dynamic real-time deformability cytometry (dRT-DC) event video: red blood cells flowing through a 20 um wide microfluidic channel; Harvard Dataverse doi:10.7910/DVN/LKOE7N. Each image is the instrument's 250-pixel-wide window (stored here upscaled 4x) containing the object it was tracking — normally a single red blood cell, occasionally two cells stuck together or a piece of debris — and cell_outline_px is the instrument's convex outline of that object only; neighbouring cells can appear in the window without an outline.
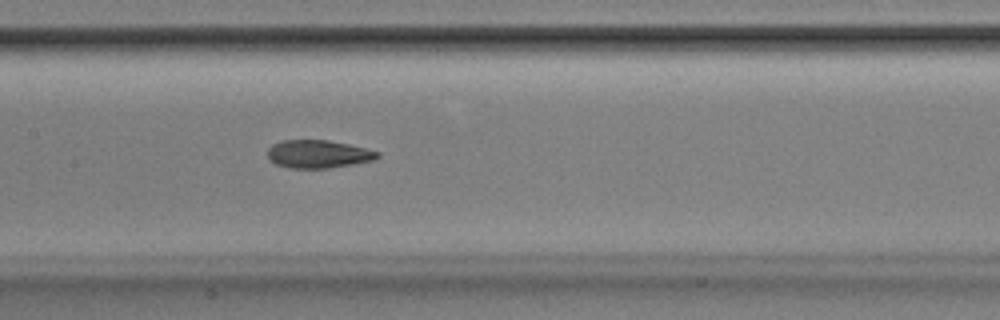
{"species": "Egyptian fruit bat (a non-hibernating species)", "species_latin": "Rousettus aegyptiacus", "temperature_condition": "room temperature", "stored_images_in_passage": 44, "camera_frame_rate_fps": 3000, "um_per_image_px": 0.085, "animal": {"sex": "male"}, "frame": {"image": 1, "passage_image": 17, "time_ms": 5.333, "image_size_px": [1000, 320], "cell_outline_px": [[380, 156], [372, 160], [352, 164], [328, 168], [288, 168], [276, 164], [268, 160], [268, 148], [272, 144], [284, 140], [328, 140], [348, 144], [380, 152]], "centroid_in_image_um": [27.01, 13.09], "position_along_channel_um": 180.4, "area_um2": 17.86}}
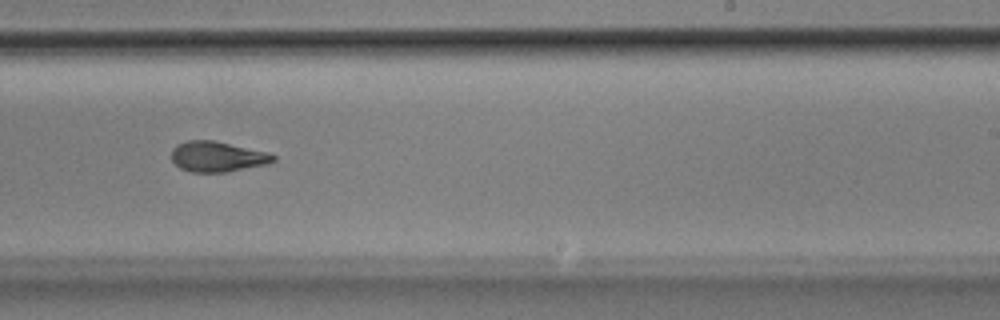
{"frame": {"image": 2, "passage_image": 24, "time_ms": 7.667, "image_size_px": [1000, 320], "cell_outline_px": [[276, 160], [268, 164], [224, 172], [192, 172], [180, 168], [172, 160], [172, 148], [176, 144], [188, 140], [212, 140], [268, 152], [276, 156]], "centroid_in_image_um": [18.47, 13.31], "position_along_channel_um": 270.5, "area_um2": 17.98}}
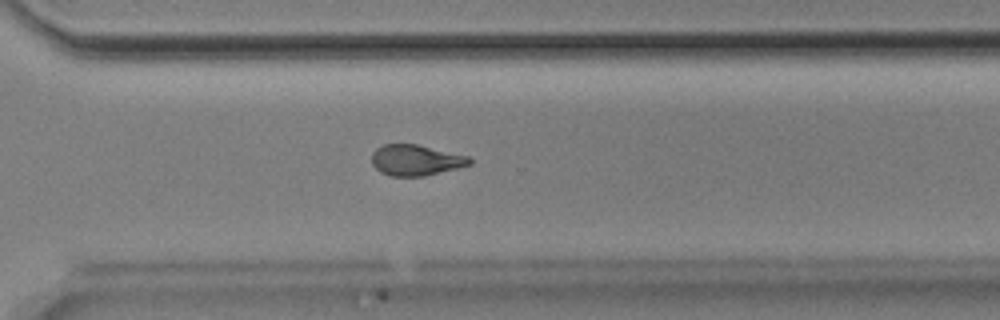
{"frame": {"image": 3, "passage_image": 29, "time_ms": 9.333, "image_size_px": [1000, 320], "cell_outline_px": [[472, 164], [424, 176], [392, 176], [380, 172], [372, 164], [372, 152], [376, 148], [384, 144], [416, 144], [468, 156], [472, 160]], "centroid_in_image_um": [35.32, 13.61], "position_along_channel_um": 335.3, "area_um2": 17.46}, "authors_computed_cell_mechanics": {"area_um2": 18.1492, "velocity_mm_per_s": 3.8803, "shape_relaxation_time_tau1_ms": 4.6408, "shape_relaxation_time_tau2_ms": 2.808, "deformation_change_tau1": 0.1619, "deformation_change_tau2": 0.1057}}